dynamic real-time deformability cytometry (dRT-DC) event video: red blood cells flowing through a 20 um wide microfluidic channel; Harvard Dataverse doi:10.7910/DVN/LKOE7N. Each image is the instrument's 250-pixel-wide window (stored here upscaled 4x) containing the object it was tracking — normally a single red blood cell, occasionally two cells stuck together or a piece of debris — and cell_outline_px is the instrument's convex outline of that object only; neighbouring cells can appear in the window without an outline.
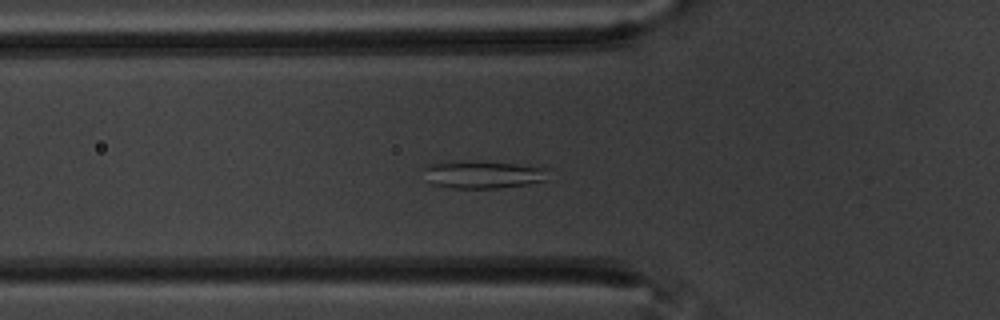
{"species": "common noctule bat (a hibernating species)", "species_latin": "Nyctalus noctula", "temperature_condition": "warm", "stored_images_in_passage": 58, "camera_frame_rate_fps": 3000, "um_per_image_px": 0.085, "animal": {"sex": "male", "body_mass_g": 20.1, "forearm_length_mm": 53.5}, "frame": {"image": 1, "passage_image": 20, "time_ms": 6.333, "image_size_px": [1000, 320], "cell_outline_px": [[552, 168], [548, 180], [528, 184], [496, 188], [452, 188], [432, 184], [424, 168], [424, 164], [448, 160], [516, 164]], "centroid_in_image_um": [41.11, 14.82], "position_along_channel_um": 84.7, "area_um2": 20.29}}
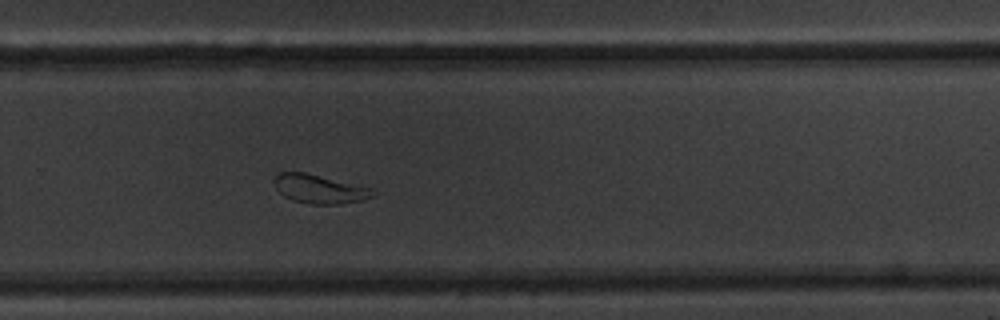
{"frame": {"image": 2, "passage_image": 39, "time_ms": 12.667, "image_size_px": [1000, 320], "cell_outline_px": [[376, 196], [364, 200], [340, 204], [308, 204], [292, 200], [284, 196], [276, 188], [272, 180], [280, 172], [304, 172], [372, 188], [376, 192]], "centroid_in_image_um": [27.18, 16.08], "position_along_channel_um": 302.6, "area_um2": 16.65}}
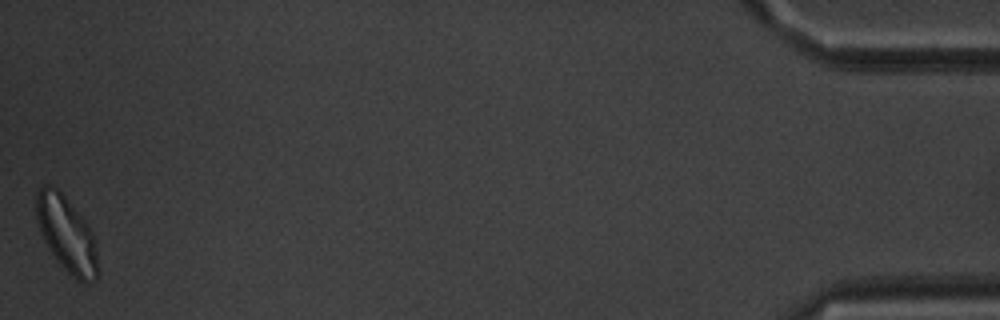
{"frame": {"image": 3, "passage_image": 58, "time_ms": 19.0, "image_size_px": [1000, 320], "cell_outline_px": [[100, 272], [96, 280], [92, 284], [84, 284], [76, 280], [56, 260], [44, 240], [36, 220], [36, 192], [44, 184], [52, 184], [64, 196], [88, 224], [92, 232]], "centroid_in_image_um": [5.68, 19.95], "position_along_channel_um": 429.5, "area_um2": 27.28}, "authors_computed_cell_mechanics": {"area_um2": 23.1778, "velocity_mm_per_s": 3.4401, "shape_relaxation_time_tau1_ms": 3.1852, "shape_relaxation_time_tau2_ms": null, "deformation_change_tau1": 0.1142, "deformation_change_tau2": null}}